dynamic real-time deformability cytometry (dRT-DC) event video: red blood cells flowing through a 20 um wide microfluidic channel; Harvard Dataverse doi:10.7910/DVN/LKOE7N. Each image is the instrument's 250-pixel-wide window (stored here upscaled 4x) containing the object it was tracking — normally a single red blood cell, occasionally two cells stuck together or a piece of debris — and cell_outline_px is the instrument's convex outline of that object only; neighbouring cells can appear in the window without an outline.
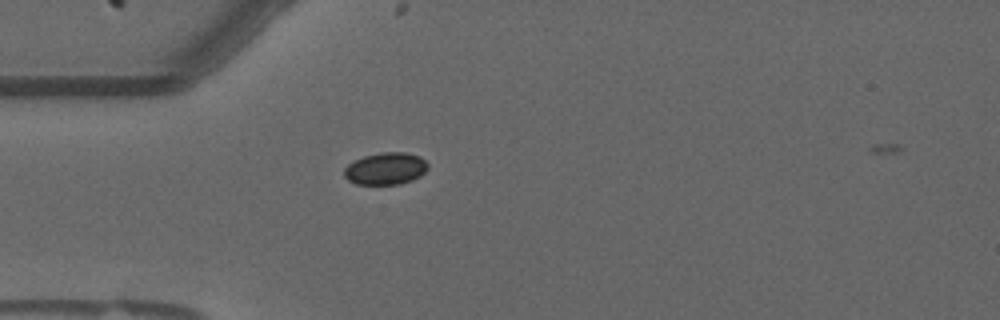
{"species": "common noctule bat (a hibernating species)", "species_latin": "Nyctalus noctula", "temperature_condition": "warm", "stored_images_in_passage": 44, "camera_frame_rate_fps": 3000, "um_per_image_px": 0.085, "animal": {"sex": "male", "forearm_length_mm": 52.5}, "frame": {"image": 1, "passage_image": 4, "time_ms": 1.0, "image_size_px": [1000, 320], "cell_outline_px": [[428, 168], [420, 176], [412, 180], [400, 184], [356, 184], [348, 180], [344, 176], [344, 168], [348, 164], [364, 156], [380, 152], [404, 152], [420, 156], [428, 164]], "centroid_in_image_um": [32.78, 14.33], "position_along_channel_um": 52.2, "area_um2": 15.66}}
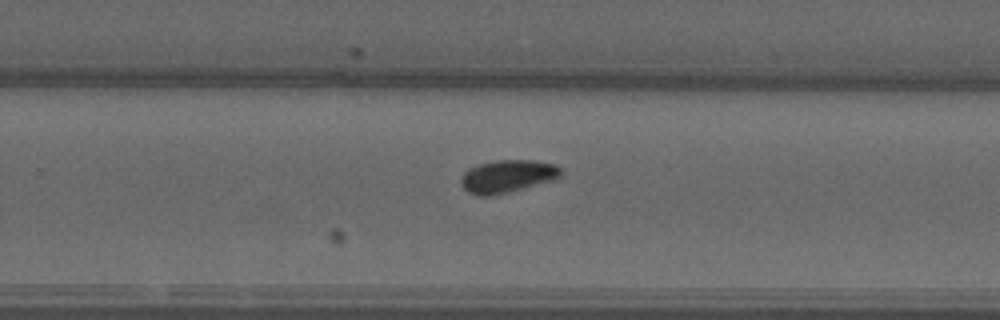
{"frame": {"image": 2, "passage_image": 24, "time_ms": 7.667, "image_size_px": [1000, 320], "cell_outline_px": [[560, 176], [552, 180], [508, 192], [488, 196], [480, 196], [468, 192], [460, 184], [460, 180], [464, 172], [468, 168], [480, 164], [496, 160], [532, 160], [556, 164], [560, 168]], "centroid_in_image_um": [43.09, 14.97], "position_along_channel_um": 286.7, "area_um2": 18.84}}
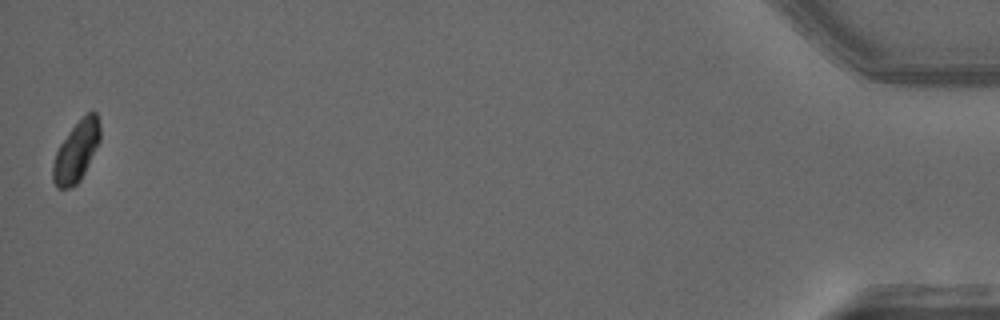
{"frame": {"image": 3, "passage_image": 44, "time_ms": 14.333, "image_size_px": [1000, 320], "cell_outline_px": [[100, 140], [80, 180], [76, 184], [68, 188], [56, 188], [52, 180], [52, 164], [56, 152], [60, 144], [68, 132], [88, 112], [96, 112], [100, 124]], "centroid_in_image_um": [6.46, 12.89], "position_along_channel_um": 428.7, "area_um2": 16.42}}